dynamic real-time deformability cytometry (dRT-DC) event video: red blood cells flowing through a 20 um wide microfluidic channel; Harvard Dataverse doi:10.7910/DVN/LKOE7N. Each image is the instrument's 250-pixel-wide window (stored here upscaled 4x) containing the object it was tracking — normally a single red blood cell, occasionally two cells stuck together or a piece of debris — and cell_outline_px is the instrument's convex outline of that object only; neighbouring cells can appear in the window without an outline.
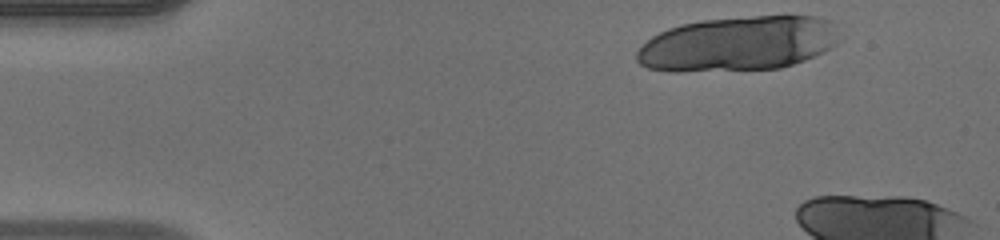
{"species": "human", "species_latin": "Homo sapiens", "temperature_condition": "warm", "stored_images_in_passage": 9, "camera_frame_rate_fps": 3000, "um_per_image_px": 0.085, "donor": {"sex": "male"}, "frame": {"image": 1, "passage_image": 1, "time_ms": 0.0, "image_size_px": [1000, 240], "cell_outline_px": [[836, 44], [804, 60], [780, 68], [680, 72], [672, 72], [648, 68], [640, 64], [636, 60], [636, 52], [652, 36], [668, 28], [680, 24], [700, 20], [756, 16], [816, 16], [828, 20]], "centroid_in_image_um": [62.61, 3.73], "position_along_channel_um": 22.4, "area_um2": 63.75}}